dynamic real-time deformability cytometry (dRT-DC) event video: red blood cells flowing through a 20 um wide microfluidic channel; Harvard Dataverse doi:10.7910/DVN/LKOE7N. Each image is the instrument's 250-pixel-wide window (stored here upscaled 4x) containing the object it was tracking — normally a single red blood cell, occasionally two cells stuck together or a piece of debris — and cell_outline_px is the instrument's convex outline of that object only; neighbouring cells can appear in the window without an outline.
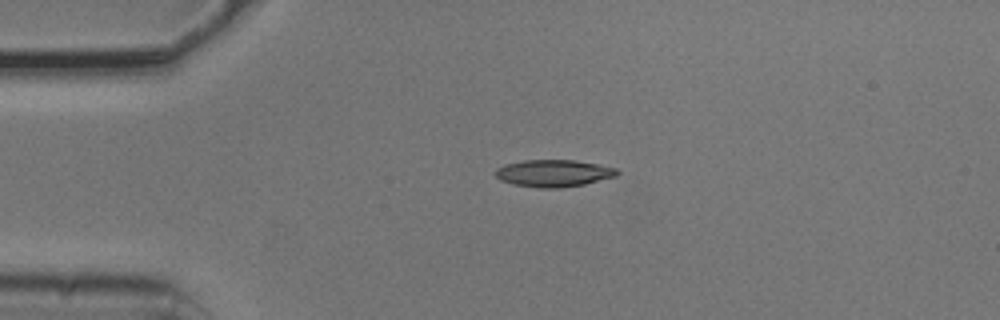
{"species": "common noctule bat (a hibernating species)", "species_latin": "Nyctalus noctula", "temperature_condition": "cold", "stored_images_in_passage": 1, "camera_frame_rate_fps": 3000, "um_per_image_px": 0.085, "animal": {"sex": "male", "body_mass_g": 20.5, "forearm_length_mm": 52.5}, "frame": {"image": 1, "passage_image": 1, "time_ms": 0.0, "image_size_px": [1000, 320], "cell_outline_px": [[620, 172], [616, 176], [584, 184], [560, 188], [540, 188], [516, 184], [500, 180], [496, 176], [496, 168], [504, 164], [524, 160], [576, 160], [616, 168]], "centroid_in_image_um": [47.06, 14.72], "position_along_channel_um": 37.9, "area_um2": 19.07}}